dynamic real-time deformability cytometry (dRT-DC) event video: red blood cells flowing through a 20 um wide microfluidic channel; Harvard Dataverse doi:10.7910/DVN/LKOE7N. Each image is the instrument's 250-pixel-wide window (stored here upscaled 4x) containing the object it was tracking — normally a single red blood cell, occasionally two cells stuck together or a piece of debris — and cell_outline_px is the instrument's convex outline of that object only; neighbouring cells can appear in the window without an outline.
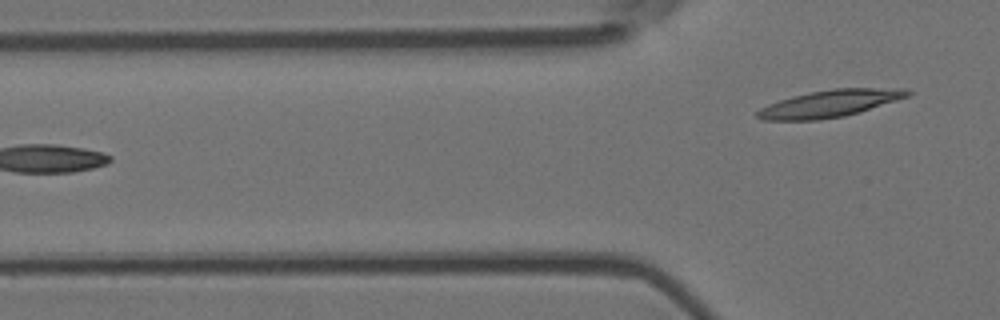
{"species": "Egyptian fruit bat (a non-hibernating species)", "species_latin": "Rousettus aegyptiacus", "temperature_condition": "room temperature", "stored_images_in_passage": 5, "camera_frame_rate_fps": 3000, "um_per_image_px": 0.085, "animal": {"sex": "female"}, "frame": {"image": 1, "passage_image": 5, "time_ms": 1.333, "image_size_px": [1000, 320], "cell_outline_px": [[912, 92], [908, 96], [860, 112], [844, 116], [816, 120], [764, 120], [756, 116], [756, 112], [760, 108], [768, 104], [792, 96], [808, 92], [832, 88], [908, 88]], "centroid_in_image_um": [70.54, 8.79], "position_along_channel_um": 55.3, "area_um2": 23.7}}